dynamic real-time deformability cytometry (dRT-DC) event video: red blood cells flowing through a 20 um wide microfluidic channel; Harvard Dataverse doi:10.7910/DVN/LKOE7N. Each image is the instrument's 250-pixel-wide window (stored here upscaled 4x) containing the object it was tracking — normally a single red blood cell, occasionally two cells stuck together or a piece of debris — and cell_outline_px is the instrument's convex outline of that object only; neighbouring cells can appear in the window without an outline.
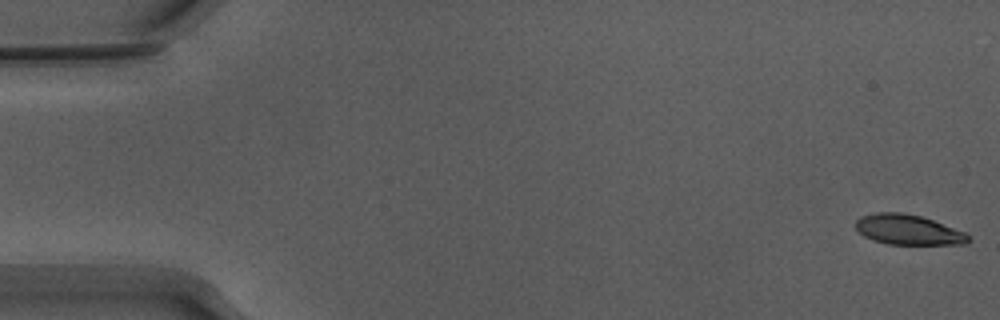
{"species": "Egyptian fruit bat (a non-hibernating species)", "species_latin": "Rousettus aegyptiacus", "temperature_condition": "warm", "stored_images_in_passage": 55, "segment_of_instrument_passage": [1, 2], "camera_frame_rate_fps": 3000, "um_per_image_px": 0.085, "animal": {"sex": "male"}, "frame": {"image": 1, "passage_image": 1, "time_ms": 0.0, "image_size_px": [1000, 320], "cell_outline_px": [[968, 240], [964, 244], [888, 244], [872, 240], [864, 236], [856, 228], [856, 220], [860, 216], [876, 212], [900, 212], [920, 216], [932, 220], [964, 232], [968, 236]], "centroid_in_image_um": [77.13, 19.52], "position_along_channel_um": 7.9, "area_um2": 19.48}}
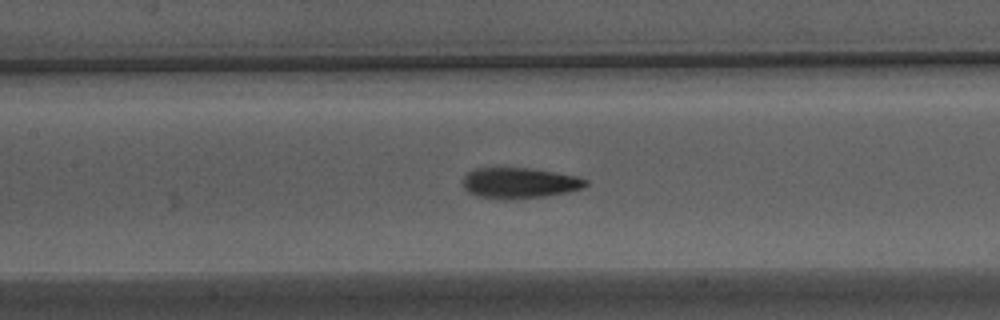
{"frame": {"image": 2, "passage_image": 25, "time_ms": 8.0, "image_size_px": [1000, 320], "cell_outline_px": [[588, 184], [584, 188], [568, 192], [544, 196], [512, 200], [508, 200], [476, 196], [468, 192], [464, 188], [464, 176], [468, 172], [476, 168], [528, 168], [576, 176], [588, 180]], "centroid_in_image_um": [44.15, 15.57], "position_along_channel_um": 163.2, "area_um2": 21.96}}
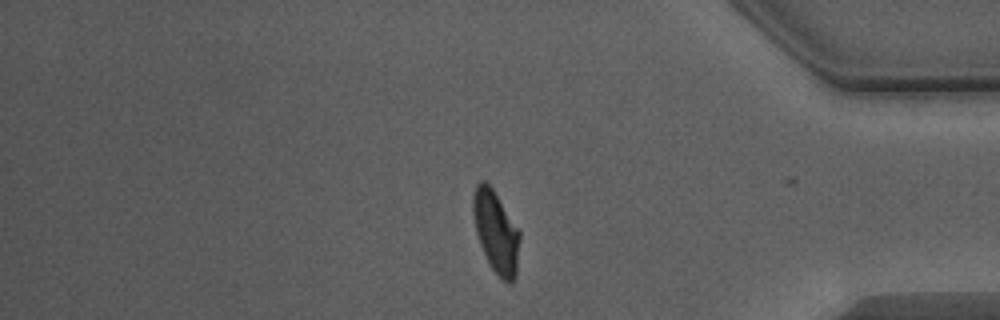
{"frame": {"image": 3, "passage_image": 45, "time_ms": 14.667, "image_size_px": [1000, 320], "cell_outline_px": [[520, 240], [516, 280], [512, 284], [508, 284], [492, 268], [480, 244], [476, 232], [472, 212], [472, 196], [476, 184], [480, 180], [484, 180], [492, 188], [520, 232]], "centroid_in_image_um": [42.16, 19.71], "position_along_channel_um": 393.0, "area_um2": 22.2}}